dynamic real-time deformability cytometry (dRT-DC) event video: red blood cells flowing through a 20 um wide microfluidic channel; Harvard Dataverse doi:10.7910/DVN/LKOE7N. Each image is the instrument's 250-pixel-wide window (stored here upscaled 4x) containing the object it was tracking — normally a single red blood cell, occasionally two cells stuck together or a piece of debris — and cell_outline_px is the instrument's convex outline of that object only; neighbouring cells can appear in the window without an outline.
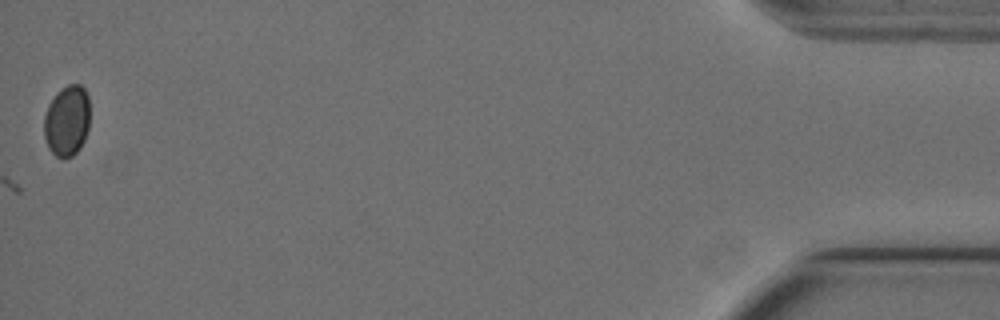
{"species": "Egyptian fruit bat (a non-hibernating species)", "species_latin": "Rousettus aegyptiacus", "temperature_condition": "cold", "stored_images_in_passage": 17, "segment_of_instrument_passage": [1, 2], "camera_frame_rate_fps": 3000, "um_per_image_px": 0.085, "animal": {"sex": "female"}, "frame": {"image": 1, "passage_image": 16, "time_ms": 5.0, "image_size_px": [1000, 320], "cell_outline_px": [[88, 128], [84, 140], [80, 148], [72, 156], [64, 160], [56, 156], [48, 148], [44, 136], [44, 116], [48, 104], [56, 92], [68, 84], [80, 84], [84, 88], [88, 96]], "centroid_in_image_um": [5.67, 10.27], "position_along_channel_um": 429.5, "area_um2": 19.07}}